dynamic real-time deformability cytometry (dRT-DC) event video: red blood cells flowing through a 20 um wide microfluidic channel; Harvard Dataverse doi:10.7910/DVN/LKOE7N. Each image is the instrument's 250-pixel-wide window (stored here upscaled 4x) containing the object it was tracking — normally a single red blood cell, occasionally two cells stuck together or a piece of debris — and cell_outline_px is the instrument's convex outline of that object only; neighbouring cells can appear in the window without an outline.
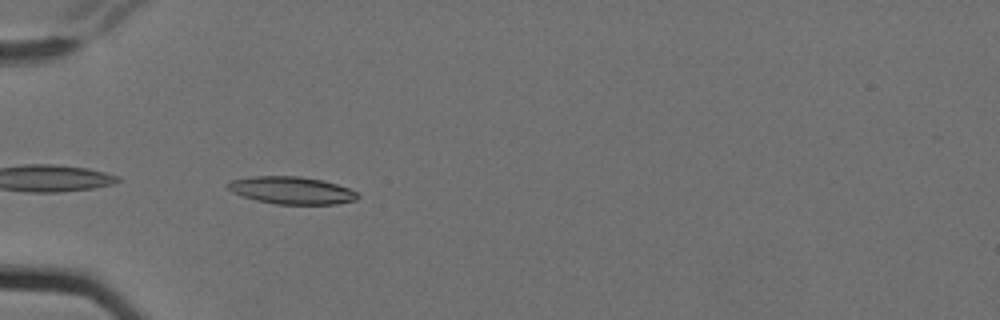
{"species": "Egyptian fruit bat (a non-hibernating species)", "species_latin": "Rousettus aegyptiacus", "temperature_condition": "cold", "stored_images_in_passage": 7, "camera_frame_rate_fps": 3000, "um_per_image_px": 0.085, "animal": {"sex": "female"}, "frame": {"image": 1, "passage_image": 6, "time_ms": 1.667, "image_size_px": [1000, 320], "cell_outline_px": [[360, 196], [356, 200], [336, 204], [276, 204], [256, 200], [232, 192], [224, 184], [232, 180], [252, 176], [300, 176], [324, 180], [348, 188], [356, 192]], "centroid_in_image_um": [24.79, 16.17], "position_along_channel_um": 60.2, "area_um2": 20.75}}